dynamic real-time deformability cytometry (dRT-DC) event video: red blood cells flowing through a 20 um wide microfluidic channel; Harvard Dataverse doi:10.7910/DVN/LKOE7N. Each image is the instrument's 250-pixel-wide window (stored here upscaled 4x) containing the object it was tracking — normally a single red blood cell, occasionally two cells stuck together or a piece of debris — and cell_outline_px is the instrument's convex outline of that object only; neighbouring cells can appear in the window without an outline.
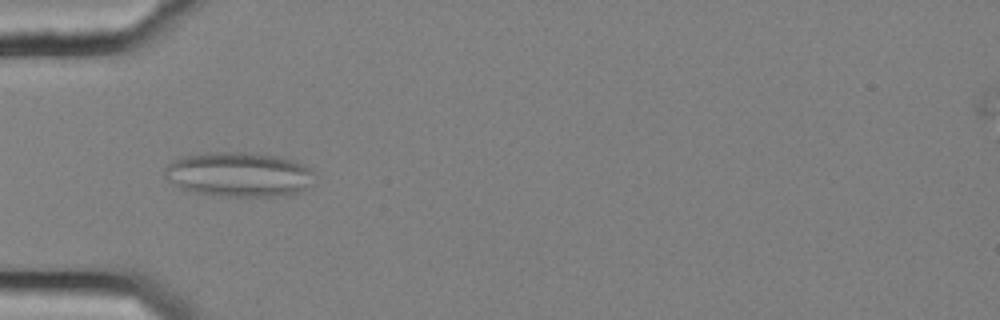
{"species": "common noctule bat (a hibernating species)", "species_latin": "Nyctalus noctula", "temperature_condition": "cold", "stored_images_in_passage": 52, "camera_frame_rate_fps": 3000, "um_per_image_px": 0.085, "animal": {"sex": "female", "body_mass_g": 25.1}, "frame": {"image": 1, "passage_image": 14, "time_ms": 4.333, "image_size_px": [1000, 320], "cell_outline_px": [[316, 184], [292, 196], [224, 196], [196, 192], [180, 188], [168, 180], [164, 176], [164, 168], [172, 160], [180, 156], [204, 152], [248, 152], [276, 156], [292, 160], [304, 164], [312, 172]], "centroid_in_image_um": [20.33, 14.83], "position_along_channel_um": 64.7, "area_um2": 39.59}}
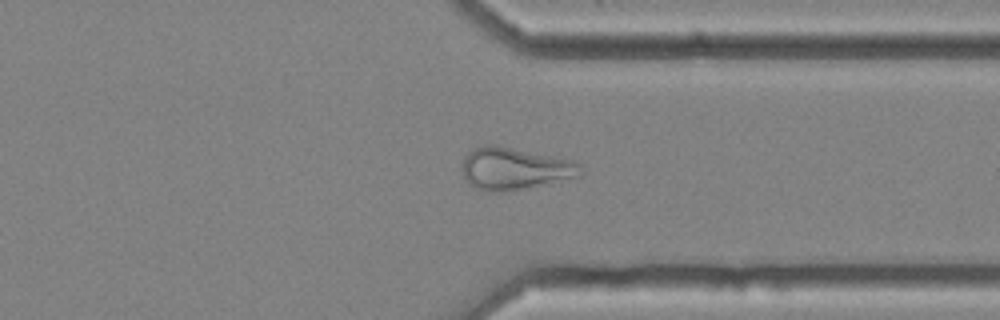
{"frame": {"image": 2, "passage_image": 39, "time_ms": 12.667, "image_size_px": [1000, 320], "cell_outline_px": [[584, 164], [580, 176], [504, 192], [488, 192], [476, 188], [464, 176], [464, 156], [468, 152], [484, 144], [492, 144], [572, 160]], "centroid_in_image_um": [43.77, 14.32], "position_along_channel_um": 367.6, "area_um2": 28.61}}
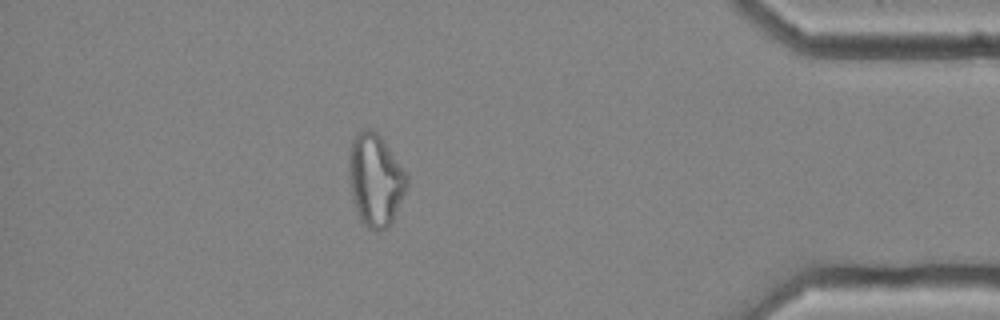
{"frame": {"image": 3, "passage_image": 45, "time_ms": 14.667, "image_size_px": [1000, 320], "cell_outline_px": [[408, 184], [392, 220], [384, 228], [376, 232], [368, 228], [360, 220], [356, 212], [352, 200], [348, 176], [348, 152], [352, 140], [360, 128], [372, 128], [380, 136], [408, 176]], "centroid_in_image_um": [31.85, 15.27], "position_along_channel_um": 403.3, "area_um2": 31.21}, "authors_computed_cell_mechanics": {"area_um2": 29.5647, "velocity_mm_per_s": 3.6582, "shape_relaxation_time_tau1_ms": null, "shape_relaxation_time_tau2_ms": 2.221, "deformation_change_tau1": null, "deformation_change_tau2": 0.1073}}